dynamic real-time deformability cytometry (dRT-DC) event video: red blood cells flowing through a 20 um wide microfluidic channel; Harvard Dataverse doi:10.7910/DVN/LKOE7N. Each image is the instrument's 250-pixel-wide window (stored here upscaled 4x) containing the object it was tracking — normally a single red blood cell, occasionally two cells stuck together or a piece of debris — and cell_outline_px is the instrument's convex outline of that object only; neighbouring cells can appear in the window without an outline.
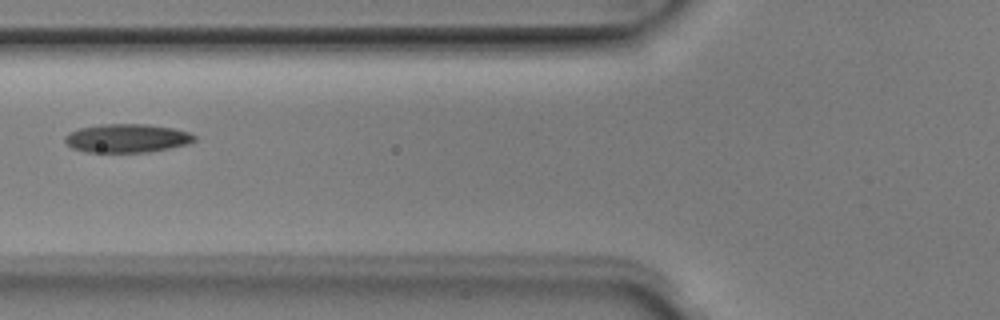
{"species": "Egyptian fruit bat (a non-hibernating species)", "species_latin": "Rousettus aegyptiacus", "temperature_condition": "room temperature", "stored_images_in_passage": 5, "camera_frame_rate_fps": 3000, "um_per_image_px": 0.085, "animal": {"sex": "male"}, "frame": {"image": 1, "passage_image": 4, "time_ms": 1.0, "image_size_px": [1000, 320], "cell_outline_px": [[196, 140], [188, 144], [148, 152], [84, 152], [72, 148], [64, 140], [64, 136], [68, 132], [80, 128], [100, 124], [148, 124], [172, 128], [188, 132], [196, 136]], "centroid_in_image_um": [10.77, 11.75], "position_along_channel_um": 115.0, "area_um2": 21.62}}
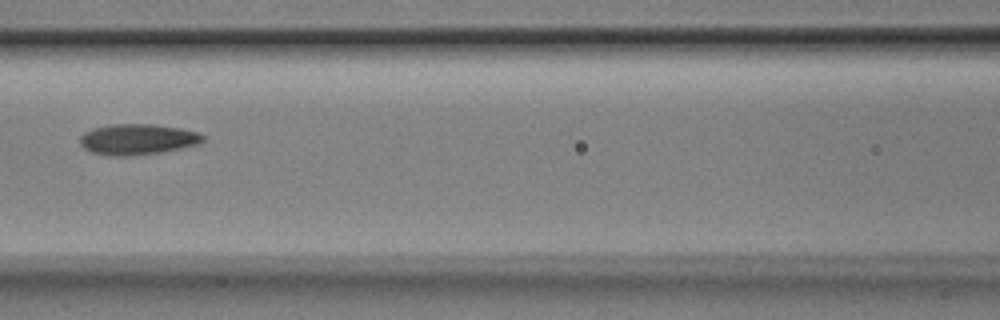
{"frame": {"image": 2, "passage_image": 5, "time_ms": 1.333, "image_size_px": [1000, 320], "cell_outline_px": [[204, 140], [200, 144], [184, 148], [160, 152], [132, 156], [108, 156], [92, 152], [84, 148], [80, 144], [80, 136], [84, 132], [92, 128], [112, 124], [152, 124], [180, 128], [196, 132], [204, 136]], "centroid_in_image_um": [11.68, 11.85], "position_along_channel_um": 154.9, "area_um2": 22.2}}